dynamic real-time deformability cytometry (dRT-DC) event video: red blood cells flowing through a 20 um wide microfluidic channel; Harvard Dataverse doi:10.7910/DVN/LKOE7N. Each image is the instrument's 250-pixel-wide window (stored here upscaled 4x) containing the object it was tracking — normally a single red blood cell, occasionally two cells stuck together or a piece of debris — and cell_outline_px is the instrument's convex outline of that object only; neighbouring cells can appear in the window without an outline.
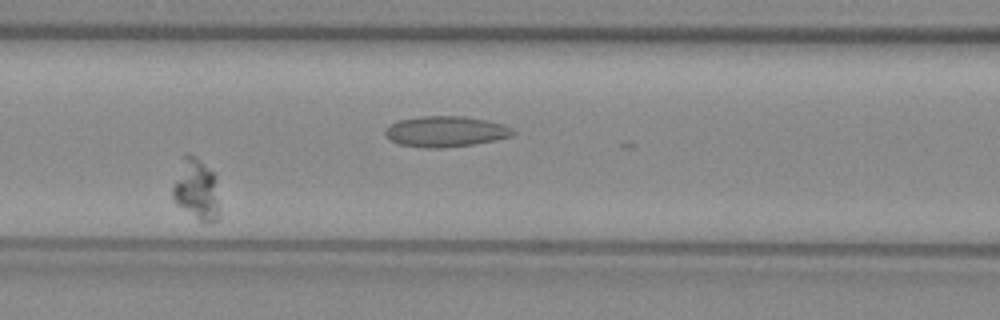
{"species": "common noctule bat (a hibernating species)", "species_latin": "Nyctalus noctula", "temperature_condition": "warm", "stored_images_in_passage": 39, "camera_frame_rate_fps": 3000, "um_per_image_px": 0.085, "animal": {"sex": "female", "body_mass_g": 29.2, "forearm_length_mm": 56.3}, "frame": {"image": 1, "passage_image": 8, "time_ms": 2.333, "image_size_px": [1000, 320], "cell_outline_px": [[220, 216], [212, 224], [204, 224], [176, 204], [172, 196], [172, 188], [184, 156], [192, 156], [212, 172], [216, 176], [220, 204]], "centroid_in_image_um": [16.75, 16.23], "position_along_channel_um": 149.8, "area_um2": 16.59}}
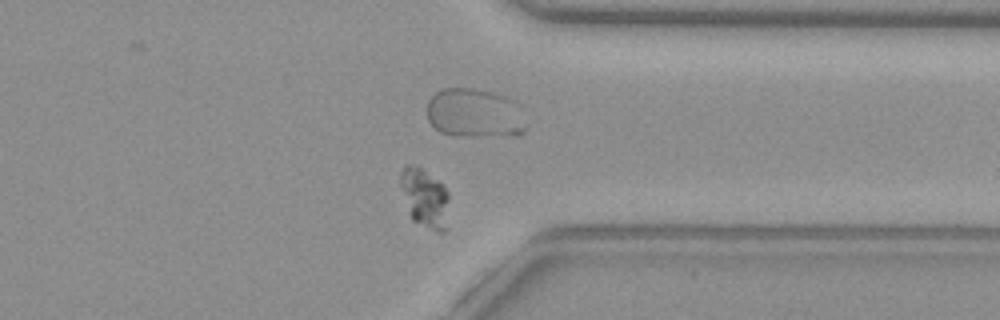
{"frame": {"image": 2, "passage_image": 27, "time_ms": 8.667, "image_size_px": [1000, 320], "cell_outline_px": [[448, 228], [444, 232], [436, 232], [412, 220], [400, 184], [400, 172], [404, 164], [416, 164], [444, 184], [448, 192]], "centroid_in_image_um": [36.13, 16.81], "position_along_channel_um": 375.3, "area_um2": 17.05}}
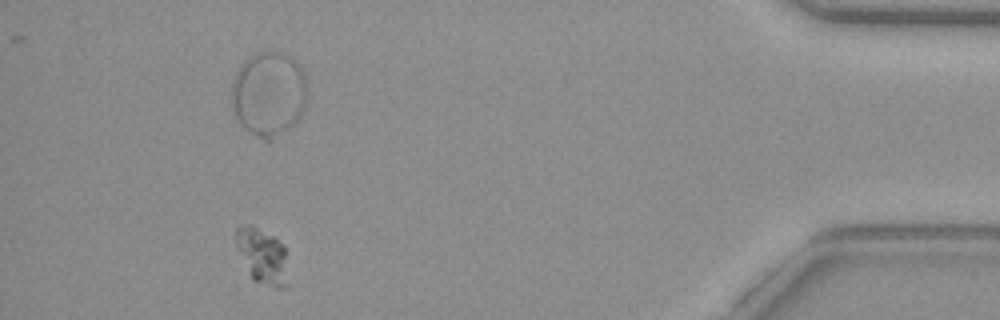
{"frame": {"image": 3, "passage_image": 35, "time_ms": 11.333, "image_size_px": [1000, 320], "cell_outline_px": [[288, 288], [276, 288], [252, 280], [236, 248], [236, 228], [240, 224], [252, 224], [280, 240], [288, 248]], "centroid_in_image_um": [22.36, 21.76], "position_along_channel_um": 412.8, "area_um2": 17.74}}